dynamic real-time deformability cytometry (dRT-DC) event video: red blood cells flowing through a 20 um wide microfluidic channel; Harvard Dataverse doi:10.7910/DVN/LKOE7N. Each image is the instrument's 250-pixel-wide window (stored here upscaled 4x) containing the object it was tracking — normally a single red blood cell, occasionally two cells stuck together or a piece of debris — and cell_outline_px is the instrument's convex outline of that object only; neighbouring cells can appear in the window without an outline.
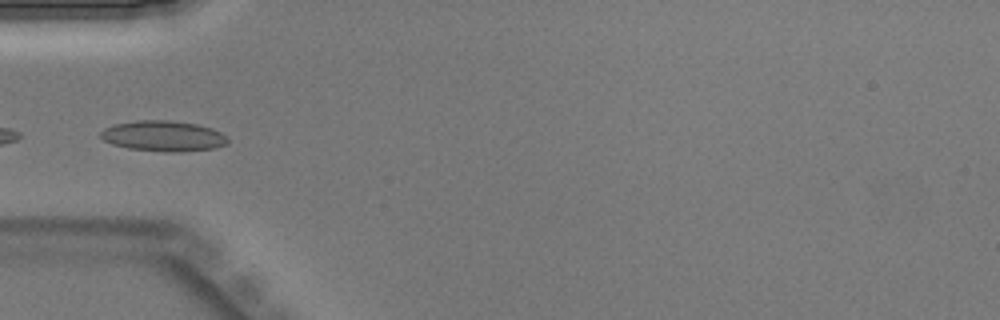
{"species": "Egyptian fruit bat (a non-hibernating species)", "species_latin": "Rousettus aegyptiacus", "temperature_condition": "warm", "stored_images_in_passage": 22, "camera_frame_rate_fps": 3000, "um_per_image_px": 0.085, "animal": {"sex": "male"}, "frame": {"image": 1, "passage_image": 4, "time_ms": 1.0, "image_size_px": [1000, 320], "cell_outline_px": [[228, 144], [216, 148], [180, 152], [164, 152], [128, 148], [112, 144], [104, 140], [100, 136], [100, 132], [104, 128], [116, 124], [136, 120], [168, 120], [196, 124], [212, 128], [228, 136]], "centroid_in_image_um": [13.91, 11.57], "position_along_channel_um": 71.1, "area_um2": 22.77}}